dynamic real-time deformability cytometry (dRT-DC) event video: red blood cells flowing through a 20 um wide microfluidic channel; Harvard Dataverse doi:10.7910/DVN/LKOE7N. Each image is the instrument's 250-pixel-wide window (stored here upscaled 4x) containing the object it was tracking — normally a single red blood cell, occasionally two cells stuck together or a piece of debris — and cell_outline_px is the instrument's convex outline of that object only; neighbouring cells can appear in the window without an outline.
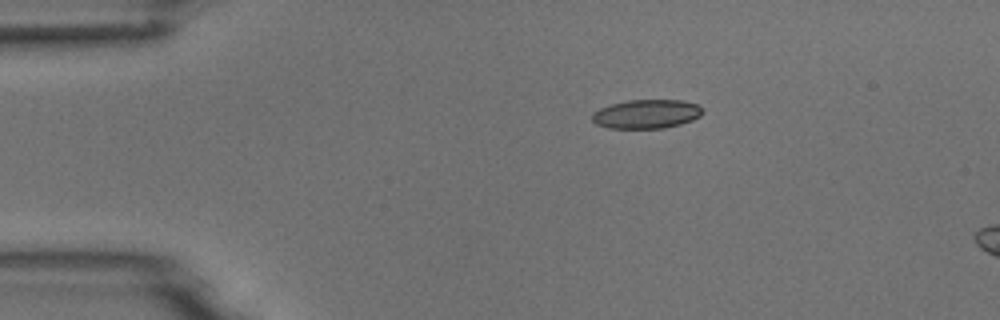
{"species": "common noctule bat (a hibernating species)", "species_latin": "Nyctalus noctula", "temperature_condition": "room temperature", "stored_images_in_passage": 3, "camera_frame_rate_fps": 3000, "um_per_image_px": 0.085, "animal": {"sex": "male", "body_mass_g": 18.8}, "frame": {"image": 1, "passage_image": 1, "time_ms": 0.0, "image_size_px": [1000, 320], "cell_outline_px": [[704, 112], [700, 116], [692, 120], [680, 124], [664, 128], [608, 128], [596, 124], [592, 120], [592, 112], [600, 108], [612, 104], [628, 100], [680, 100], [696, 104], [704, 108]], "centroid_in_image_um": [54.96, 9.69], "position_along_channel_um": 30.0, "area_um2": 18.67}}